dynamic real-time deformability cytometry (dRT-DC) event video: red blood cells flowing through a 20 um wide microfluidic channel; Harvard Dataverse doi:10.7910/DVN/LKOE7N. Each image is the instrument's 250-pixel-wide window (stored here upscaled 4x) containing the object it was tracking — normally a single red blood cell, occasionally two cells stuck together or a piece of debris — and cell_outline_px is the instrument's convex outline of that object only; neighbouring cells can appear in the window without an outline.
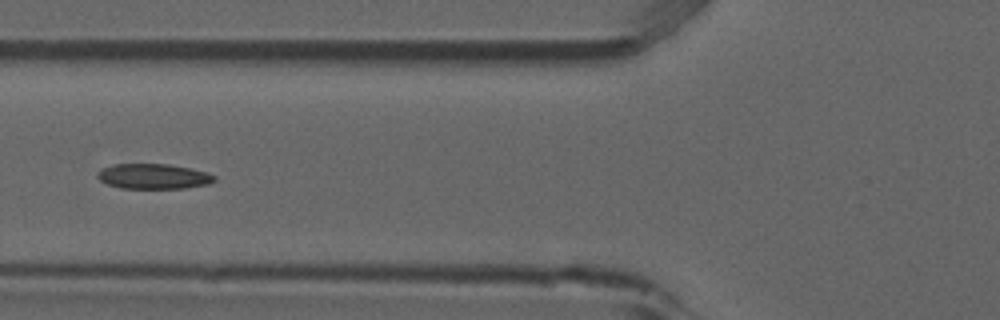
{"species": "common noctule bat (a hibernating species)", "species_latin": "Nyctalus noctula", "temperature_condition": "room temperature", "stored_images_in_passage": 6, "camera_frame_rate_fps": 3000, "um_per_image_px": 0.085, "animal": {"sex": "male", "forearm_length_mm": 52.5}, "frame": {"image": 1, "passage_image": 6, "time_ms": 1.667, "image_size_px": [1000, 320], "cell_outline_px": [[216, 180], [208, 184], [184, 188], [120, 188], [108, 184], [100, 180], [96, 176], [96, 172], [100, 168], [116, 164], [168, 164], [208, 172], [216, 176]], "centroid_in_image_um": [13.02, 14.99], "position_along_channel_um": 112.8, "area_um2": 17.17}}